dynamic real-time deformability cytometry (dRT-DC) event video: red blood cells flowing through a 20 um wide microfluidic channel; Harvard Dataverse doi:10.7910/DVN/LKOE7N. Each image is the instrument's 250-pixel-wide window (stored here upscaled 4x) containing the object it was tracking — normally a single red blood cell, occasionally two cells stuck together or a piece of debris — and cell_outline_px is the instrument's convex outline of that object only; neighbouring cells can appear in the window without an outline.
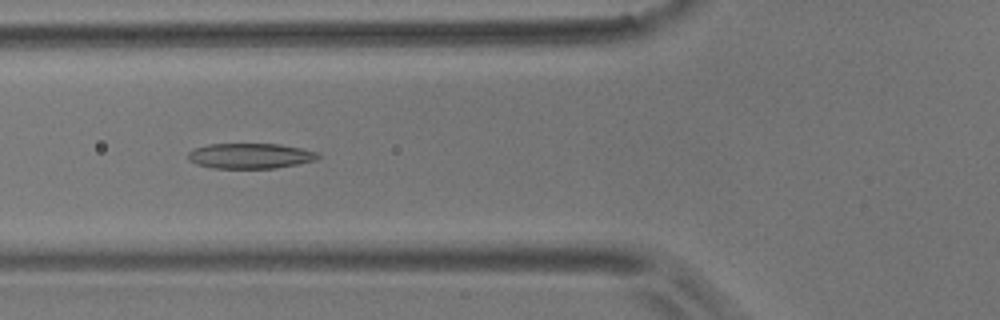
{"species": "common noctule bat (a hibernating species)", "species_latin": "Nyctalus noctula", "temperature_condition": "room temperature", "stored_images_in_passage": 7, "camera_frame_rate_fps": 3000, "um_per_image_px": 0.085, "animal": {"sex": "male", "body_mass_g": 17.9}, "frame": {"image": 1, "passage_image": 6, "time_ms": 1.667, "image_size_px": [1000, 320], "cell_outline_px": [[320, 156], [316, 160], [276, 168], [212, 168], [196, 164], [188, 160], [188, 152], [196, 148], [208, 144], [280, 144], [320, 152]], "centroid_in_image_um": [21.28, 13.25], "position_along_channel_um": 104.5, "area_um2": 19.19}}
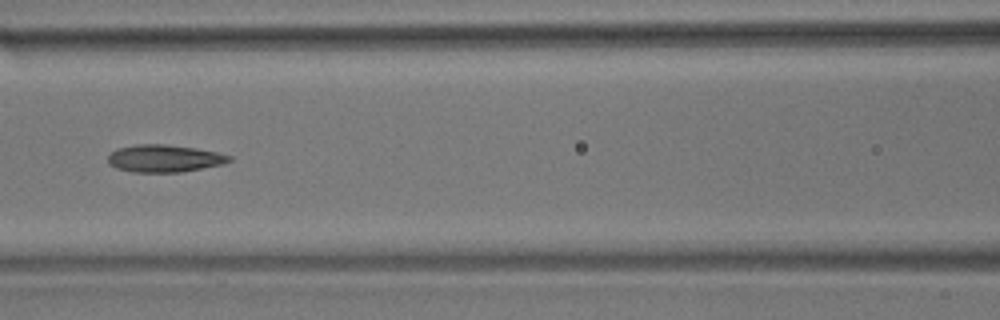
{"frame": {"image": 2, "passage_image": 7, "time_ms": 2.0, "image_size_px": [1000, 320], "cell_outline_px": [[232, 160], [224, 164], [180, 172], [132, 172], [116, 168], [108, 164], [108, 156], [116, 148], [136, 144], [164, 144], [192, 148], [216, 152], [232, 156]], "centroid_in_image_um": [13.94, 13.47], "position_along_channel_um": 152.7, "area_um2": 19.31}}